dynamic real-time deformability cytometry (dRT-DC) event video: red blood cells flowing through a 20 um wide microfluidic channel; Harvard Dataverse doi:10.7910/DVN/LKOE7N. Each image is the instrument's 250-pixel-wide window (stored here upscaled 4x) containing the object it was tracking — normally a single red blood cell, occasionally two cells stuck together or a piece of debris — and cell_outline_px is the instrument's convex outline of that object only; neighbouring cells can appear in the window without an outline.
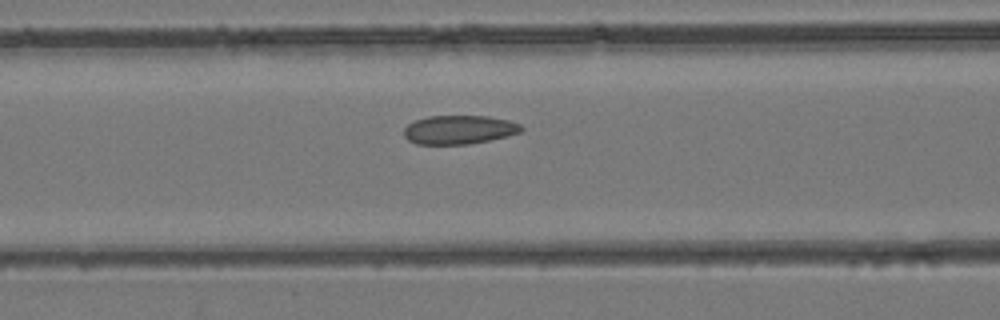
{"species": "common noctule bat (a hibernating species)", "species_latin": "Nyctalus noctula", "temperature_condition": "room temperature", "stored_images_in_passage": 39, "camera_frame_rate_fps": 3000, "um_per_image_px": 0.085, "animal": {"sex": "female", "body_mass_g": 24.6, "forearm_length_mm": 56.2}, "frame": {"image": 1, "passage_image": 13, "time_ms": 4.0, "image_size_px": [1000, 320], "cell_outline_px": [[524, 128], [520, 132], [508, 136], [468, 144], [416, 144], [408, 140], [404, 136], [404, 128], [408, 124], [416, 120], [428, 116], [488, 116], [508, 120], [520, 124]], "centroid_in_image_um": [39.02, 11.02], "position_along_channel_um": 127.6, "area_um2": 19.65}}
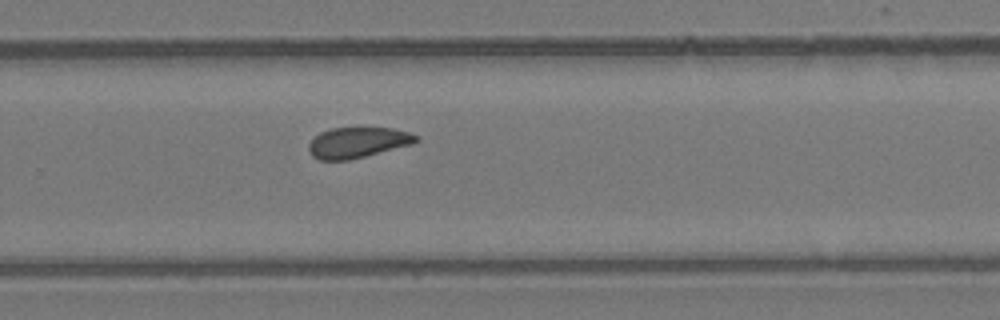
{"frame": {"image": 2, "passage_image": 24, "time_ms": 7.667, "image_size_px": [1000, 320], "cell_outline_px": [[420, 140], [412, 144], [348, 160], [320, 160], [312, 156], [308, 148], [308, 144], [320, 132], [332, 128], [392, 128], [408, 132], [420, 136]], "centroid_in_image_um": [30.41, 12.11], "position_along_channel_um": 299.4, "area_um2": 19.02}}
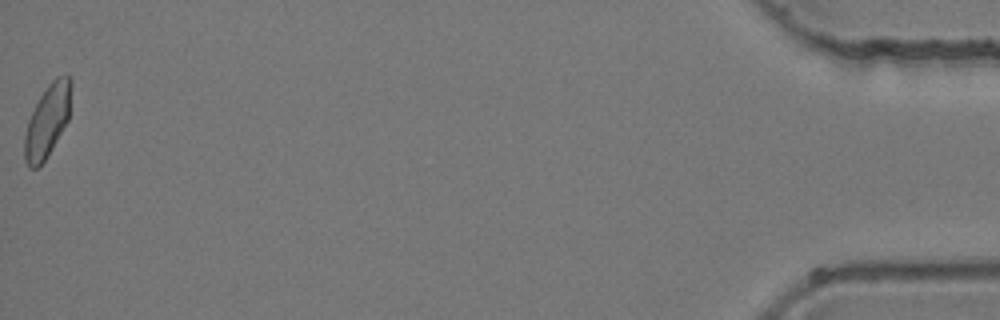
{"frame": {"image": 3, "passage_image": 39, "time_ms": 12.667, "image_size_px": [1000, 320], "cell_outline_px": [[72, 84], [68, 120], [52, 148], [44, 160], [36, 168], [28, 168], [24, 160], [24, 136], [28, 120], [40, 96], [48, 84], [56, 76], [72, 76]], "centroid_in_image_um": [4.02, 10.25], "position_along_channel_um": 431.2, "area_um2": 19.59}}